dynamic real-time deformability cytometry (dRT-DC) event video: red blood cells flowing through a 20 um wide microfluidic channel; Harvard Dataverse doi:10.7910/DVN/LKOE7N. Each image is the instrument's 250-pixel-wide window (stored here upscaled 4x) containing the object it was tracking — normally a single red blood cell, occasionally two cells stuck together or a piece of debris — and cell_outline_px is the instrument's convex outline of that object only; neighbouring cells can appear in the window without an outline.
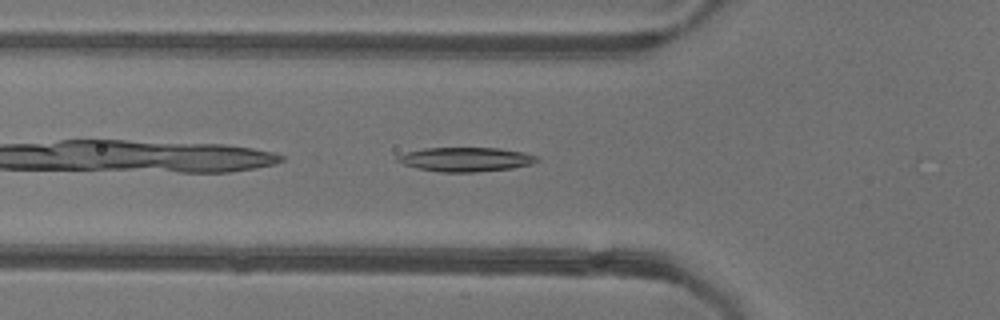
{"species": "common noctule bat (a hibernating species)", "species_latin": "Nyctalus noctula", "temperature_condition": "warm", "stored_images_in_passage": 37, "camera_frame_rate_fps": 3000, "um_per_image_px": 0.085, "animal": {"sex": "female"}, "frame": {"image": 1, "passage_image": 3, "time_ms": 0.667, "image_size_px": [1000, 320], "cell_outline_px": [[540, 160], [532, 164], [512, 168], [476, 172], [440, 172], [416, 168], [404, 164], [396, 160], [396, 156], [408, 152], [424, 148], [500, 148], [524, 152], [536, 156]], "centroid_in_image_um": [39.6, 13.55], "position_along_channel_um": 86.2, "area_um2": 19.65}}
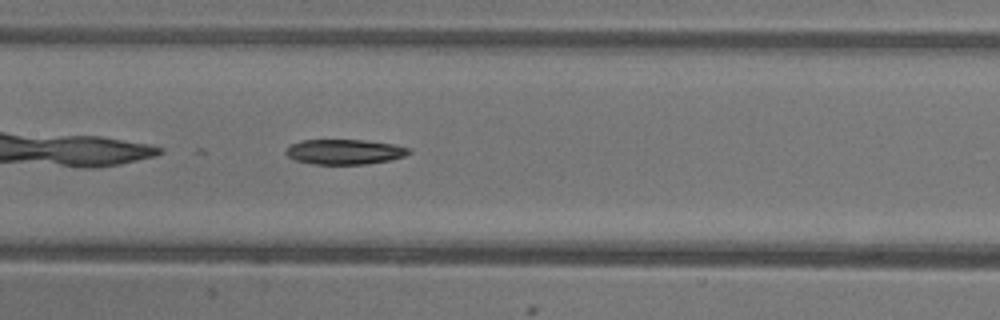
{"frame": {"image": 2, "passage_image": 10, "time_ms": 3.0, "image_size_px": [1000, 320], "cell_outline_px": [[412, 152], [404, 156], [388, 160], [364, 164], [312, 164], [296, 160], [288, 156], [284, 152], [292, 144], [300, 140], [364, 140], [392, 144], [412, 148]], "centroid_in_image_um": [29.3, 12.9], "position_along_channel_um": 178.1, "area_um2": 17.86}}
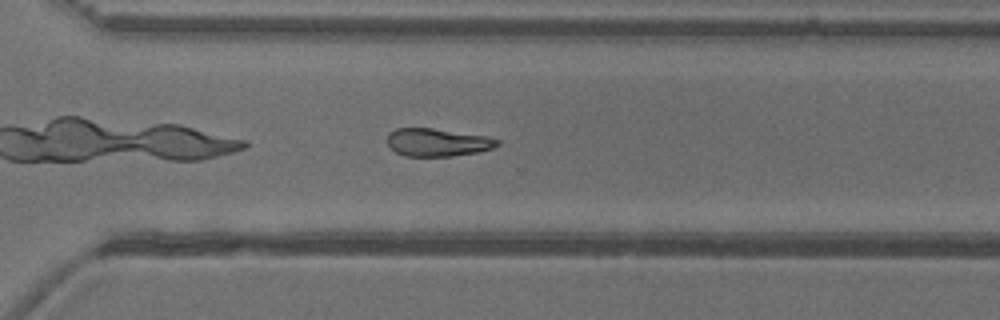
{"frame": {"image": 3, "passage_image": 22, "time_ms": 7.0, "image_size_px": [1000, 320], "cell_outline_px": [[500, 144], [492, 148], [476, 152], [452, 156], [404, 156], [396, 152], [388, 144], [388, 132], [396, 128], [432, 128], [488, 136], [500, 140]], "centroid_in_image_um": [37.19, 12.09], "position_along_channel_um": 333.4, "area_um2": 17.86}}